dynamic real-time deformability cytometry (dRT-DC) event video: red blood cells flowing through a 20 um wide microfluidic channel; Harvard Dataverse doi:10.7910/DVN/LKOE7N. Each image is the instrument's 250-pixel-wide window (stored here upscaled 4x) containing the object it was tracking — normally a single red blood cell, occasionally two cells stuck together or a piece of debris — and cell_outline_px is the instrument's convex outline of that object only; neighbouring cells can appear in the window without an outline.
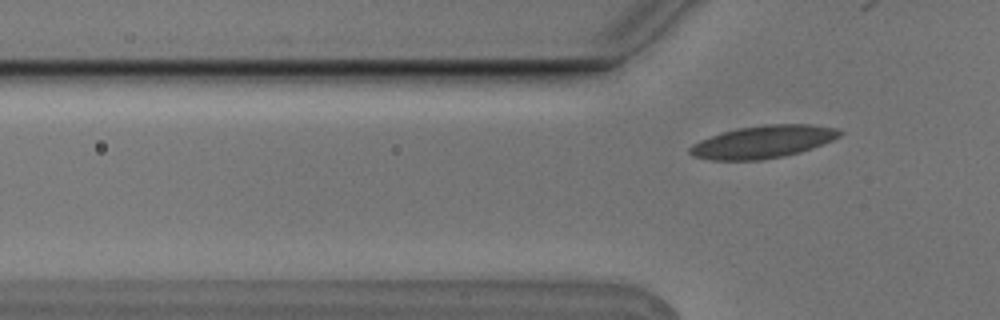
{"species": "Egyptian fruit bat (a non-hibernating species)", "species_latin": "Rousettus aegyptiacus", "temperature_condition": "cold", "stored_images_in_passage": 6, "camera_frame_rate_fps": 3000, "um_per_image_px": 0.085, "animal": {"sex": "male"}, "frame": {"image": 1, "passage_image": 6, "time_ms": 1.667, "image_size_px": [1000, 320], "cell_outline_px": [[844, 132], [840, 136], [832, 140], [812, 148], [800, 152], [784, 156], [760, 160], [712, 160], [692, 156], [688, 152], [688, 148], [692, 144], [700, 140], [724, 132], [740, 128], [764, 124], [812, 124], [840, 128]], "centroid_in_image_um": [64.89, 12.05], "position_along_channel_um": 60.9, "area_um2": 28.5}}